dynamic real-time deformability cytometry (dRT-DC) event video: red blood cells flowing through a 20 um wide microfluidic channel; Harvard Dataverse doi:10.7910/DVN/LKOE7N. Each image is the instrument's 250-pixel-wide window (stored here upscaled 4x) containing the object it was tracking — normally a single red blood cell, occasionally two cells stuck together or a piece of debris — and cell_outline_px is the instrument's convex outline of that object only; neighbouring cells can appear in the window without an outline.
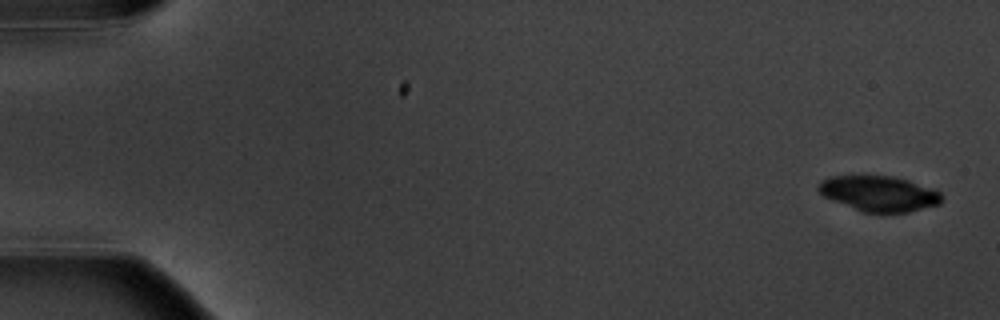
{"species": "common noctule bat (a hibernating species)", "species_latin": "Nyctalus noctula", "temperature_condition": "warm", "stored_images_in_passage": 5, "camera_frame_rate_fps": 3000, "um_per_image_px": 0.085, "animal": {"sex": "male", "body_mass_g": 20.1, "forearm_length_mm": 53.5}, "frame": {"image": 1, "passage_image": 1, "time_ms": 0.0, "image_size_px": [1000, 320], "cell_outline_px": [[944, 200], [940, 204], [908, 212], [884, 216], [860, 212], [832, 200], [824, 196], [816, 188], [820, 180], [832, 176], [892, 176], [908, 180], [932, 188], [940, 192], [944, 196]], "centroid_in_image_um": [74.74, 16.5], "position_along_channel_um": 10.3, "area_um2": 26.24}}
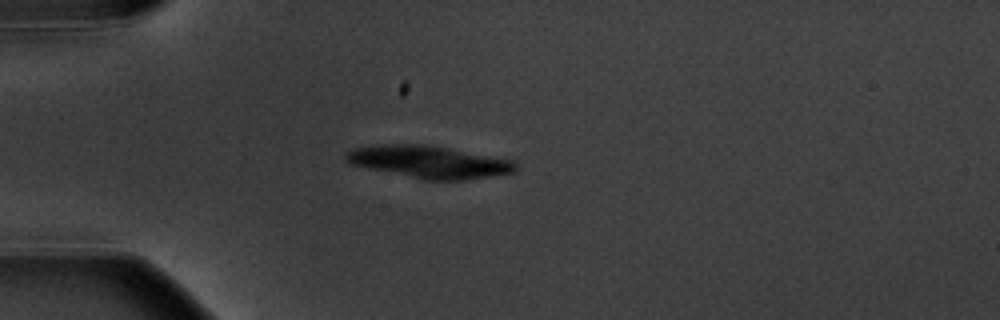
{"frame": {"image": 2, "passage_image": 5, "time_ms": 4.667, "image_size_px": [1000, 320], "cell_outline_px": [[516, 172], [464, 180], [424, 180], [352, 164], [344, 160], [344, 152], [352, 148], [376, 144], [424, 144], [448, 148], [512, 160], [516, 164]], "centroid_in_image_um": [36.42, 13.75], "position_along_channel_um": 48.6, "area_um2": 31.85}}